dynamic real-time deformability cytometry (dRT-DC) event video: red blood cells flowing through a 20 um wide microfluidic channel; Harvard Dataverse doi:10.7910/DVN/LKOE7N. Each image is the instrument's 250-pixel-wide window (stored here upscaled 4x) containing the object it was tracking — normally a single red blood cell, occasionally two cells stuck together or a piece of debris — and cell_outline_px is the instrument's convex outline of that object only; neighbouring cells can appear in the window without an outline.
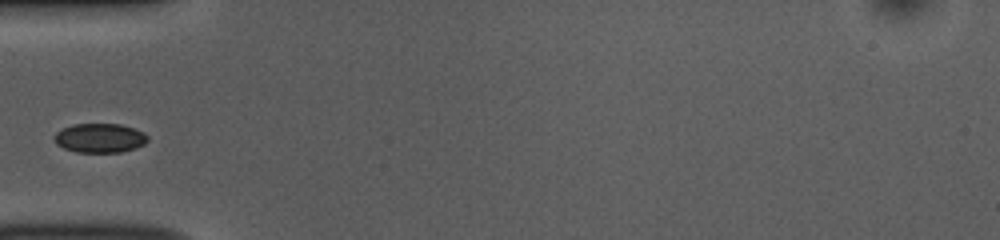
{"species": "common noctule bat (a hibernating species)", "species_latin": "Nyctalus noctula", "temperature_condition": "room temperature", "stored_images_in_passage": 36, "camera_frame_rate_fps": 3000, "um_per_image_px": 0.085, "animal": {"sex": "female", "body_mass_g": 10.0, "forearm_length_mm": 53.1}, "frame": {"image": 1, "passage_image": 1, "time_ms": 0.0, "image_size_px": [1000, 240], "cell_outline_px": [[148, 140], [144, 144], [136, 148], [120, 152], [76, 152], [64, 148], [56, 144], [56, 132], [72, 124], [120, 124], [144, 132], [148, 136]], "centroid_in_image_um": [8.51, 11.73], "position_along_channel_um": 76.5, "area_um2": 15.78}}
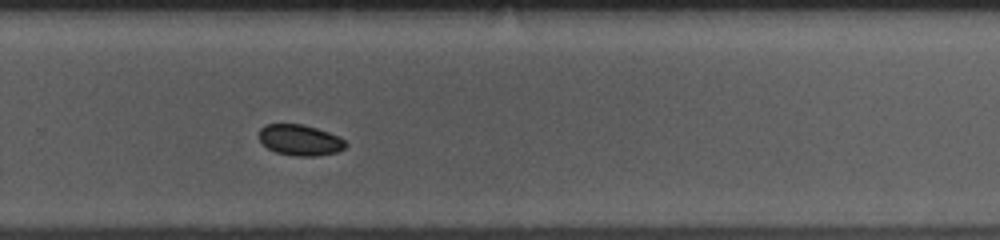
{"frame": {"image": 2, "passage_image": 19, "time_ms": 6.0, "image_size_px": [1000, 240], "cell_outline_px": [[348, 144], [344, 148], [336, 152], [316, 156], [296, 156], [276, 152], [268, 148], [260, 140], [260, 128], [264, 124], [300, 124], [316, 128], [340, 136]], "centroid_in_image_um": [25.52, 11.9], "position_along_channel_um": 304.3, "area_um2": 15.49}}
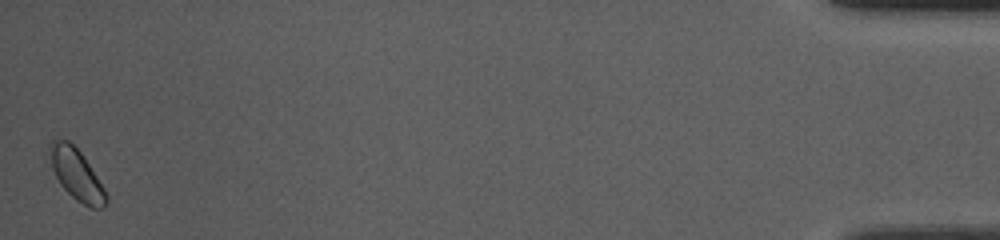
{"frame": {"image": 3, "passage_image": 36, "time_ms": 11.667, "image_size_px": [1000, 240], "cell_outline_px": [[108, 200], [104, 208], [92, 208], [76, 200], [60, 184], [52, 168], [48, 148], [52, 140], [68, 140], [80, 152], [104, 188], [108, 196]], "centroid_in_image_um": [6.5, 14.84], "position_along_channel_um": 428.7, "area_um2": 16.42}}